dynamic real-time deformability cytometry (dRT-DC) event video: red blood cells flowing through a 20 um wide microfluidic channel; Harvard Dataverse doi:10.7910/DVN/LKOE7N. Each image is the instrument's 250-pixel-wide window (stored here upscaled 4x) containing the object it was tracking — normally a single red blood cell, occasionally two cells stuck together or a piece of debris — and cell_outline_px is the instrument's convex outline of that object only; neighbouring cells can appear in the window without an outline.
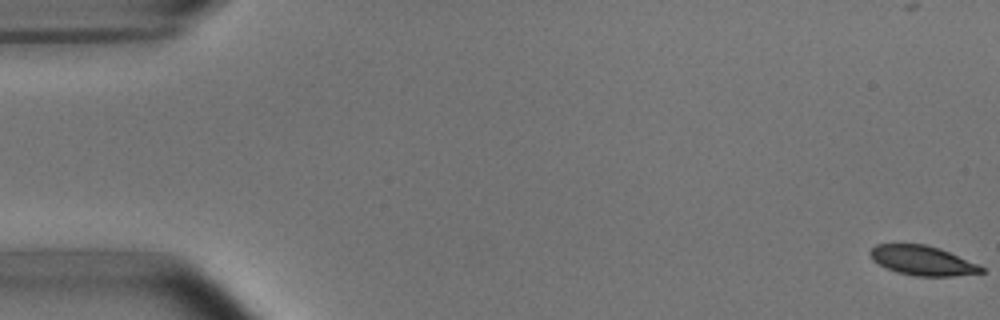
{"species": "common noctule bat (a hibernating species)", "species_latin": "Nyctalus noctula", "temperature_condition": "room temperature", "stored_images_in_passage": 51, "camera_frame_rate_fps": 3000, "um_per_image_px": 0.085, "animal": {"sex": "male", "body_mass_g": 15.6}, "frame": {"image": 1, "passage_image": 1, "time_ms": 0.0, "image_size_px": [1000, 320], "cell_outline_px": [[984, 272], [952, 276], [912, 276], [896, 272], [872, 260], [868, 252], [876, 244], [924, 244], [940, 248], [976, 264], [984, 268]], "centroid_in_image_um": [78.36, 22.14], "position_along_channel_um": 6.6, "area_um2": 18.96}}
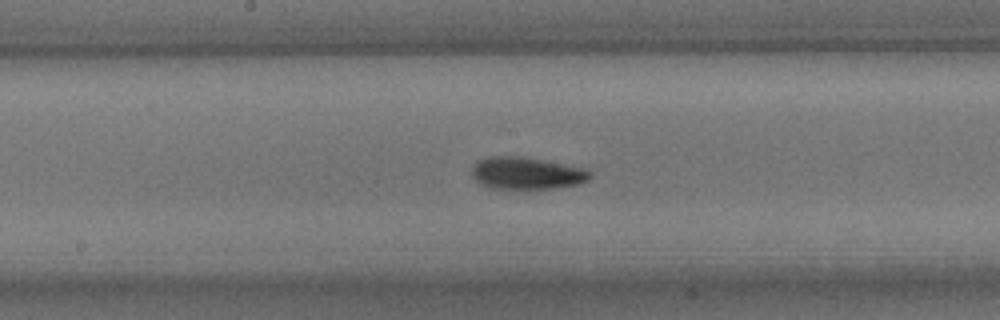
{"frame": {"image": 2, "passage_image": 28, "time_ms": 9.0, "image_size_px": [1000, 320], "cell_outline_px": [[592, 176], [588, 180], [580, 184], [556, 188], [492, 188], [480, 184], [472, 176], [472, 168], [480, 160], [488, 156], [520, 156], [584, 168], [592, 172]], "centroid_in_image_um": [44.78, 14.72], "position_along_channel_um": 203.4, "area_um2": 21.96}}
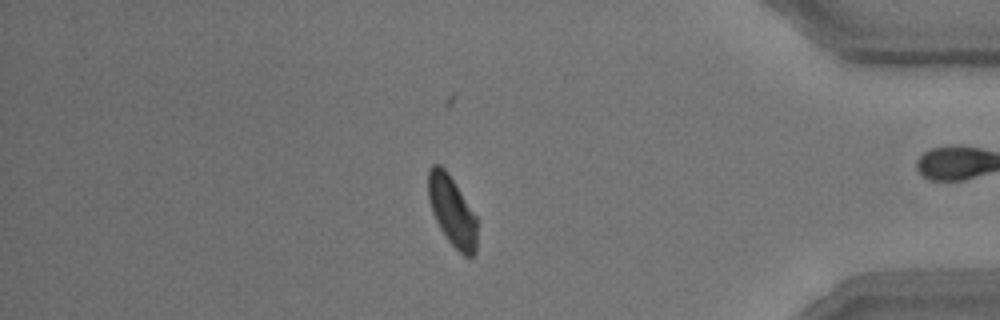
{"frame": {"image": 3, "passage_image": 46, "time_ms": 15.0, "image_size_px": [1000, 320], "cell_outline_px": [[476, 252], [472, 256], [464, 256], [448, 240], [440, 228], [432, 212], [428, 200], [428, 168], [432, 164], [440, 164], [448, 172], [476, 216]], "centroid_in_image_um": [38.4, 17.9], "position_along_channel_um": 396.8, "area_um2": 19.77}}